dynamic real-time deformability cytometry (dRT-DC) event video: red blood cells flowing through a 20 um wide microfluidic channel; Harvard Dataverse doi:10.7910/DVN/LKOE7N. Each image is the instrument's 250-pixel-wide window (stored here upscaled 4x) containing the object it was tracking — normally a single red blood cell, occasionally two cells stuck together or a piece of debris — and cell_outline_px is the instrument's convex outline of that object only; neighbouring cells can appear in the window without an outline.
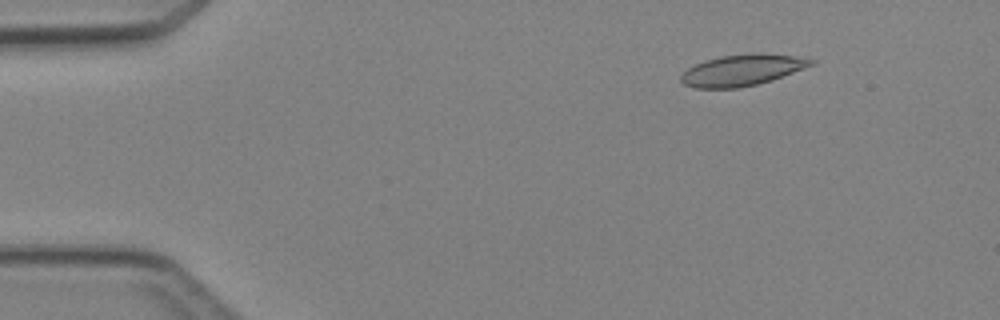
{"species": "Egyptian fruit bat (a non-hibernating species)", "species_latin": "Rousettus aegyptiacus", "temperature_condition": "cold", "stored_images_in_passage": 3, "camera_frame_rate_fps": 3000, "um_per_image_px": 0.085, "animal": {"sex": "female"}, "frame": {"image": 1, "passage_image": 1, "time_ms": 0.0, "image_size_px": [1000, 320], "cell_outline_px": [[816, 64], [772, 80], [740, 88], [696, 88], [684, 84], [680, 80], [680, 76], [688, 68], [704, 60], [720, 56], [752, 52], [764, 52], [796, 56], [816, 60]], "centroid_in_image_um": [63.12, 5.94], "position_along_channel_um": 21.9, "area_um2": 23.99}}
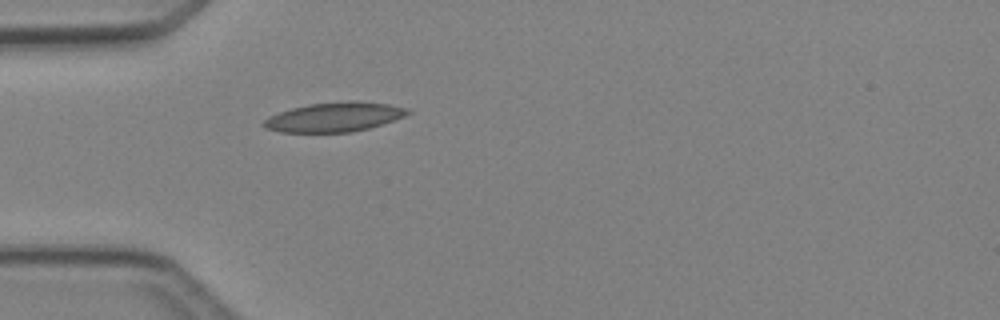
{"frame": {"image": 2, "passage_image": 3, "time_ms": 2.667, "image_size_px": [1000, 320], "cell_outline_px": [[412, 112], [404, 116], [368, 128], [352, 132], [280, 132], [264, 128], [260, 124], [268, 116], [292, 108], [308, 104], [348, 100], [360, 100], [388, 104], [408, 108]], "centroid_in_image_um": [28.39, 9.93], "position_along_channel_um": 56.6, "area_um2": 24.8}}